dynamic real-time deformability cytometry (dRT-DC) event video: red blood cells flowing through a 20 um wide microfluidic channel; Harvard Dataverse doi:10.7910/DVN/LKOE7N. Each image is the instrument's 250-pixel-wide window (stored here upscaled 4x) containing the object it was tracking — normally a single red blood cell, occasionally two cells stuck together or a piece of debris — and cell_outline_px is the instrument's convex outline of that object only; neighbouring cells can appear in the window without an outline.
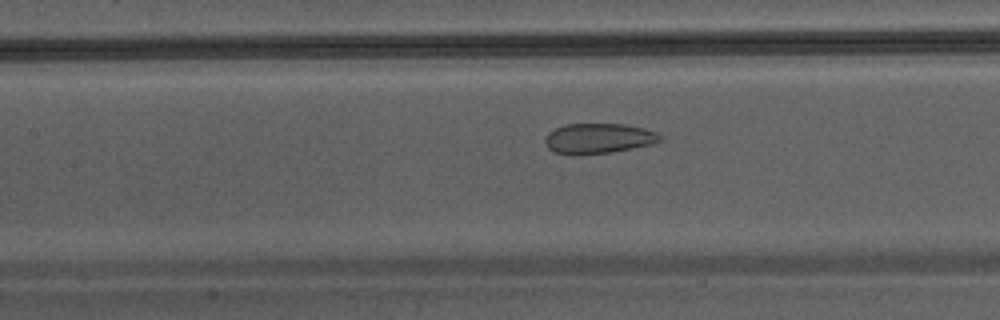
{"species": "Egyptian fruit bat (a non-hibernating species)", "species_latin": "Rousettus aegyptiacus", "temperature_condition": "warm", "stored_images_in_passage": 33, "camera_frame_rate_fps": 3000, "um_per_image_px": 0.085, "animal": {"sex": "male"}, "frame": {"image": 1, "passage_image": 15, "time_ms": 4.667, "image_size_px": [1000, 320], "cell_outline_px": [[664, 140], [652, 144], [612, 152], [556, 152], [548, 148], [544, 140], [548, 132], [564, 124], [624, 124], [644, 128], [656, 132]], "centroid_in_image_um": [50.92, 11.72], "position_along_channel_um": 156.5, "area_um2": 19.59}}
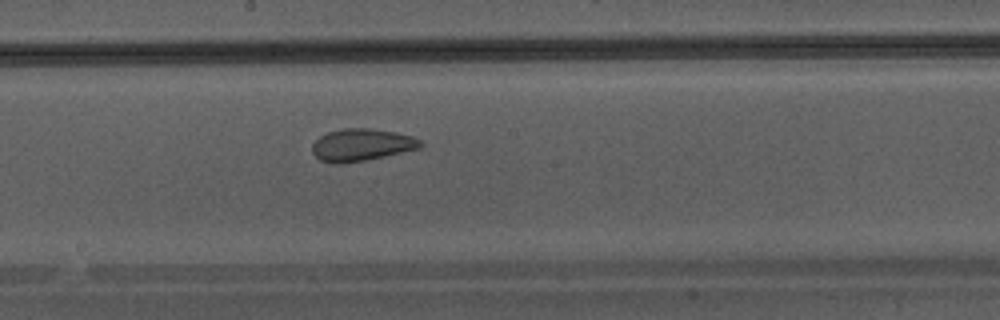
{"frame": {"image": 2, "passage_image": 19, "time_ms": 6.0, "image_size_px": [1000, 320], "cell_outline_px": [[424, 144], [420, 148], [384, 156], [364, 160], [340, 164], [320, 160], [312, 152], [312, 144], [320, 136], [328, 132], [344, 128], [368, 128], [396, 132], [412, 136], [420, 140]], "centroid_in_image_um": [30.74, 12.3], "position_along_channel_um": 217.5, "area_um2": 20.17}}